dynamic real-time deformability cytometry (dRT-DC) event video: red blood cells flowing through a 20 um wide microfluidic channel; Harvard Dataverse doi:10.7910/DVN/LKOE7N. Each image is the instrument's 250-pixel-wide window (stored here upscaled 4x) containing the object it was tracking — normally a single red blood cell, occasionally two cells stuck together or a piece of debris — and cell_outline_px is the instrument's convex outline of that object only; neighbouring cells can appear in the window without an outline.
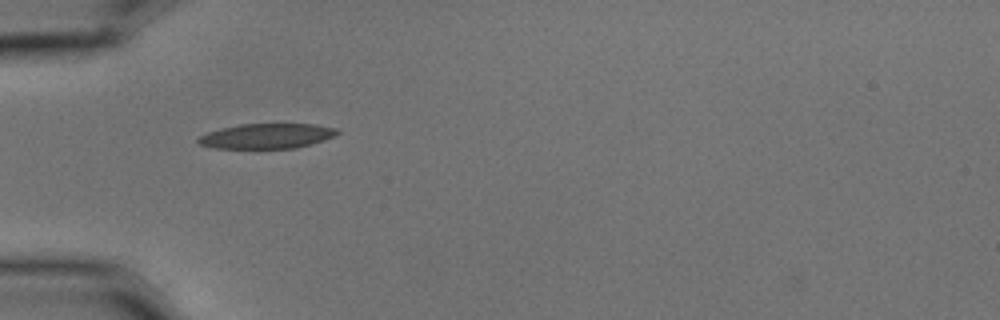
{"species": "common noctule bat (a hibernating species)", "species_latin": "Nyctalus noctula", "temperature_condition": "cold", "stored_images_in_passage": 2, "camera_frame_rate_fps": 3000, "um_per_image_px": 0.085, "animal": {"sex": "male", "body_mass_g": 15.6}, "frame": {"image": 1, "passage_image": 1, "time_ms": 0.0, "image_size_px": [1000, 320], "cell_outline_px": [[340, 132], [324, 140], [296, 148], [212, 148], [200, 144], [196, 140], [200, 136], [208, 132], [220, 128], [240, 124], [316, 124], [336, 128]], "centroid_in_image_um": [22.66, 11.56], "position_along_channel_um": 62.3, "area_um2": 20.17}}
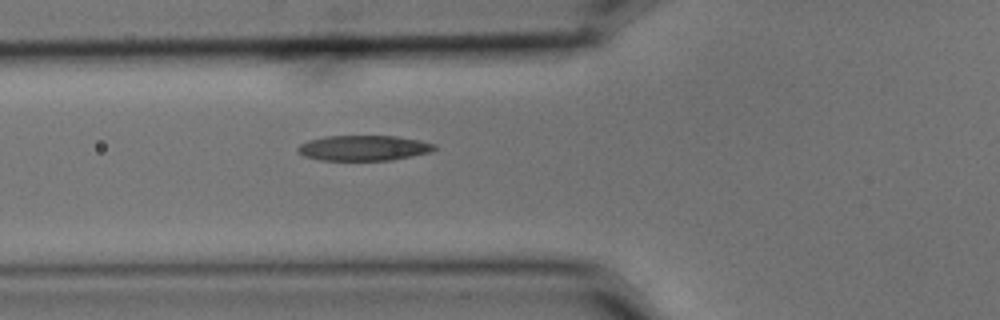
{"frame": {"image": 2, "passage_image": 2, "time_ms": 0.333, "image_size_px": [1000, 320], "cell_outline_px": [[436, 148], [432, 152], [392, 160], [320, 160], [304, 156], [296, 152], [296, 148], [300, 144], [308, 140], [324, 136], [396, 136], [420, 140], [436, 144]], "centroid_in_image_um": [30.9, 12.58], "position_along_channel_um": 94.9, "area_um2": 20.35}}